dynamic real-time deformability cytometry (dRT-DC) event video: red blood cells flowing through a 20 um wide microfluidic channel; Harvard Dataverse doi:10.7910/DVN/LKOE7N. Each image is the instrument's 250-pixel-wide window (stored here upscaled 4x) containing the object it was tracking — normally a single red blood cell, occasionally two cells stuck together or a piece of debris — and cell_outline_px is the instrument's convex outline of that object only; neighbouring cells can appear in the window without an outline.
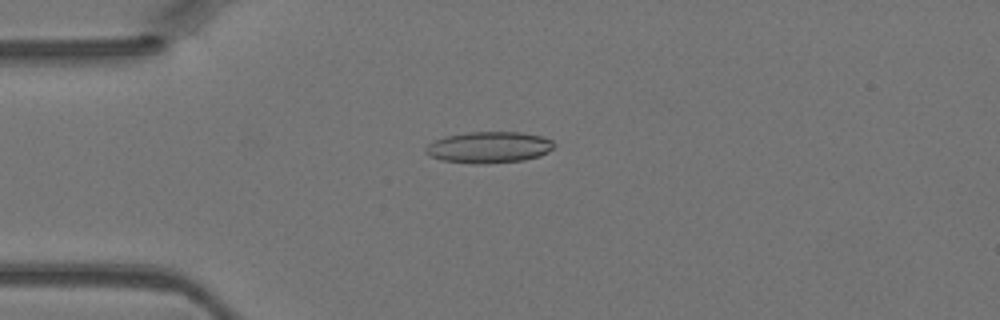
{"species": "Egyptian fruit bat (a non-hibernating species)", "species_latin": "Rousettus aegyptiacus", "temperature_condition": "warm", "stored_images_in_passage": 45, "camera_frame_rate_fps": 3000, "um_per_image_px": 0.085, "animal": {"sex": "female"}, "frame": {"image": 1, "passage_image": 11, "time_ms": 3.333, "image_size_px": [1000, 320], "cell_outline_px": [[556, 144], [548, 152], [540, 156], [524, 160], [484, 164], [472, 164], [440, 160], [424, 152], [424, 148], [428, 144], [436, 140], [448, 136], [468, 132], [524, 132], [544, 136], [552, 140]], "centroid_in_image_um": [41.6, 12.52], "position_along_channel_um": 43.4, "area_um2": 23.64}}
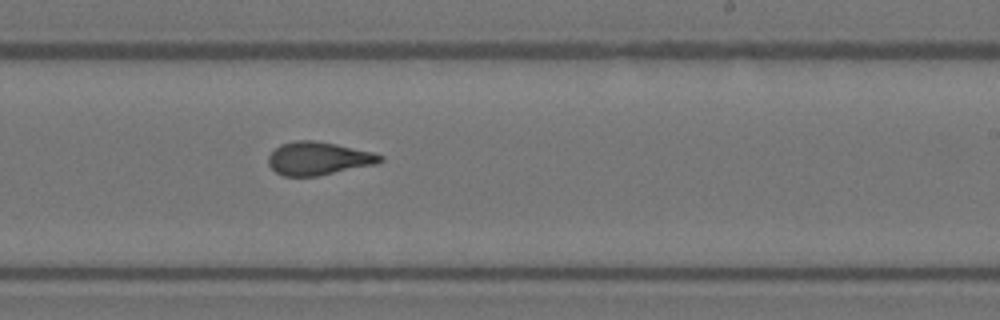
{"frame": {"image": 2, "passage_image": 27, "time_ms": 8.667, "image_size_px": [1000, 320], "cell_outline_px": [[384, 160], [376, 164], [316, 176], [284, 176], [276, 172], [268, 164], [268, 156], [280, 144], [296, 140], [316, 140], [336, 144], [372, 152], [384, 156]], "centroid_in_image_um": [27.06, 13.46], "position_along_channel_um": 261.9, "area_um2": 21.5}}
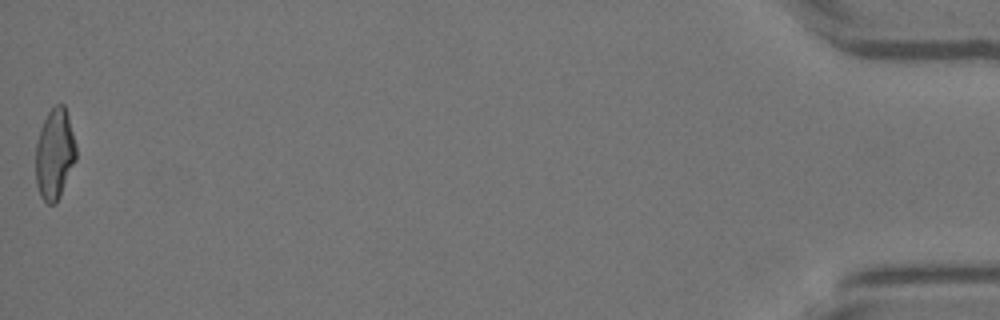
{"frame": {"image": 3, "passage_image": 45, "time_ms": 14.667, "image_size_px": [1000, 320], "cell_outline_px": [[76, 160], [60, 196], [56, 204], [48, 204], [40, 196], [36, 184], [36, 144], [40, 128], [48, 112], [56, 104], [64, 104], [68, 116], [76, 144]], "centroid_in_image_um": [4.65, 13.1], "position_along_channel_um": 430.6, "area_um2": 21.39}}